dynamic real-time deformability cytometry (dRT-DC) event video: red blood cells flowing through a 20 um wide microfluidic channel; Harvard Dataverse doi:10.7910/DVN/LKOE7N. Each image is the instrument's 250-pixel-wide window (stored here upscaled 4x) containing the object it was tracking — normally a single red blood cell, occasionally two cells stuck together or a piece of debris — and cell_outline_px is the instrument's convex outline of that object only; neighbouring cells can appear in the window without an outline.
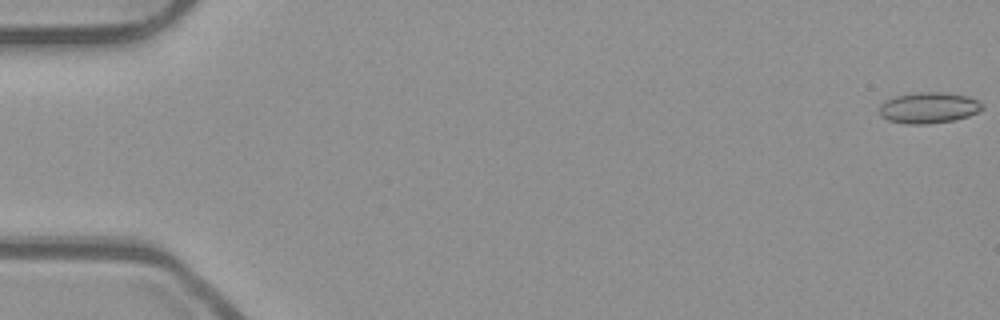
{"species": "common noctule bat (a hibernating species)", "species_latin": "Nyctalus noctula", "temperature_condition": "room temperature", "stored_images_in_passage": 54, "camera_frame_rate_fps": 3000, "um_per_image_px": 0.085, "animal": {"sex": "male", "body_mass_g": 23.1, "forearm_length_mm": 52.7}, "frame": {"image": 1, "passage_image": 1, "time_ms": 0.0, "image_size_px": [1000, 320], "cell_outline_px": [[984, 108], [968, 116], [956, 120], [928, 124], [908, 124], [888, 120], [880, 116], [880, 104], [884, 100], [896, 96], [916, 92], [948, 92], [968, 96], [984, 104]], "centroid_in_image_um": [78.94, 9.15], "position_along_channel_um": 6.1, "area_um2": 18.79}}
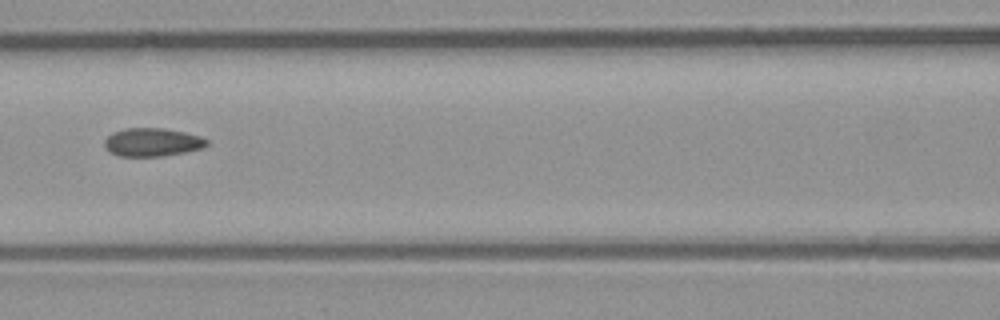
{"frame": {"image": 2, "passage_image": 25, "time_ms": 8.0, "image_size_px": [1000, 320], "cell_outline_px": [[208, 144], [204, 148], [164, 156], [120, 156], [112, 152], [104, 144], [104, 140], [112, 132], [124, 128], [164, 128], [184, 132], [200, 136], [208, 140]], "centroid_in_image_um": [12.97, 12.08], "position_along_channel_um": 153.6, "area_um2": 16.82}}
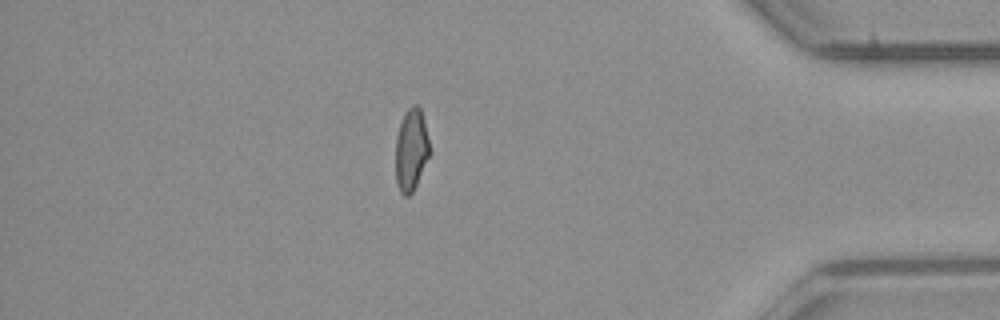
{"frame": {"image": 3, "passage_image": 47, "time_ms": 15.333, "image_size_px": [1000, 320], "cell_outline_px": [[428, 156], [416, 184], [412, 192], [408, 196], [404, 196], [400, 192], [396, 184], [396, 136], [404, 112], [412, 104], [416, 104], [420, 108], [424, 120], [428, 140]], "centroid_in_image_um": [34.92, 12.71], "position_along_channel_um": 400.3, "area_um2": 15.95}, "authors_computed_cell_mechanics": {"area_um2": 17.1666, "velocity_mm_per_s": 3.8977, "shape_relaxation_time_tau1_ms": null, "shape_relaxation_time_tau2_ms": 2.0425, "deformation_change_tau1": null, "deformation_change_tau2": 0.0734}}